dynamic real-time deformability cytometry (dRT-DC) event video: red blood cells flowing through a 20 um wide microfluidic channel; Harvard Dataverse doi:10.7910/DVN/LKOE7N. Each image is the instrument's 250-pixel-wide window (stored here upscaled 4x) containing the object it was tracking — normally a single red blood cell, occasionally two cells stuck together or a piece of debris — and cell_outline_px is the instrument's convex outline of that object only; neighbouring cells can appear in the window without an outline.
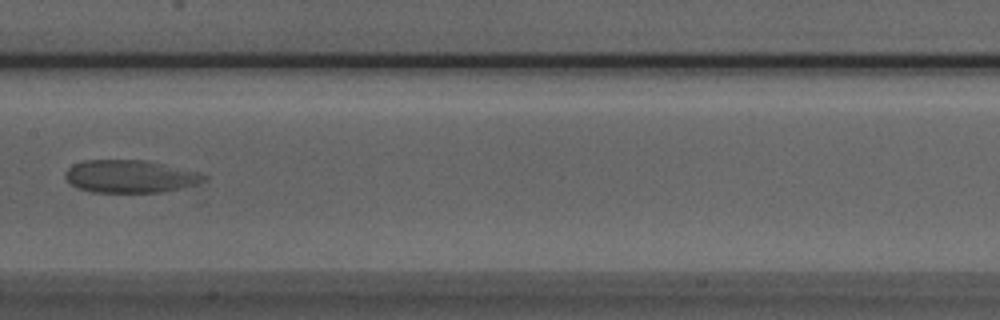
{"species": "Egyptian fruit bat (a non-hibernating species)", "species_latin": "Rousettus aegyptiacus", "temperature_condition": "room temperature", "stored_images_in_passage": 7, "camera_frame_rate_fps": 3000, "um_per_image_px": 0.085, "animal": {"sex": "male"}, "frame": {"image": 1, "passage_image": 7, "time_ms": 2.0, "image_size_px": [1000, 320], "cell_outline_px": [[208, 180], [196, 184], [180, 188], [160, 192], [92, 192], [76, 188], [64, 176], [64, 172], [72, 164], [84, 160], [148, 160], [200, 172], [208, 176]], "centroid_in_image_um": [11.07, 14.98], "position_along_channel_um": 196.3, "area_um2": 26.65}}